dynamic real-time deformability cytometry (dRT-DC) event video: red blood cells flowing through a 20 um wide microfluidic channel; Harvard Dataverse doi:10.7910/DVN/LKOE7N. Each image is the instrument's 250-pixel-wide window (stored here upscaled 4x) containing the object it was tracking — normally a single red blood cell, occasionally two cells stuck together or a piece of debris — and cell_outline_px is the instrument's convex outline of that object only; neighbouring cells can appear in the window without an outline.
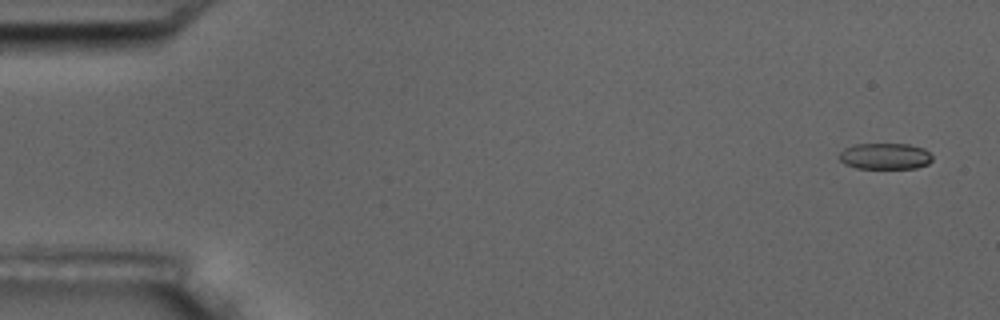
{"species": "common noctule bat (a hibernating species)", "species_latin": "Nyctalus noctula", "temperature_condition": "room temperature", "stored_images_in_passage": 6, "camera_frame_rate_fps": 3000, "um_per_image_px": 0.085, "animal": {"sex": "male", "body_mass_g": 17.5, "forearm_length_mm": 52.3}, "frame": {"image": 1, "passage_image": 1, "time_ms": 0.0, "image_size_px": [1000, 320], "cell_outline_px": [[932, 160], [928, 164], [916, 168], [856, 168], [844, 164], [836, 156], [844, 148], [856, 144], [908, 144], [924, 148], [932, 156]], "centroid_in_image_um": [75.2, 13.28], "position_along_channel_um": 9.8, "area_um2": 14.33}}
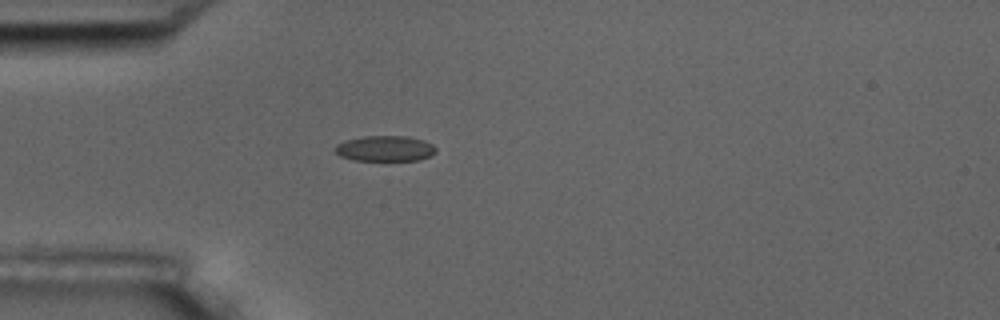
{"frame": {"image": 2, "passage_image": 5, "time_ms": 4.667, "image_size_px": [1000, 320], "cell_outline_px": [[436, 152], [432, 156], [420, 160], [352, 160], [340, 156], [332, 148], [336, 144], [344, 140], [364, 136], [408, 136], [424, 140], [432, 144], [436, 148]], "centroid_in_image_um": [32.72, 12.62], "position_along_channel_um": 52.3, "area_um2": 15.26}}